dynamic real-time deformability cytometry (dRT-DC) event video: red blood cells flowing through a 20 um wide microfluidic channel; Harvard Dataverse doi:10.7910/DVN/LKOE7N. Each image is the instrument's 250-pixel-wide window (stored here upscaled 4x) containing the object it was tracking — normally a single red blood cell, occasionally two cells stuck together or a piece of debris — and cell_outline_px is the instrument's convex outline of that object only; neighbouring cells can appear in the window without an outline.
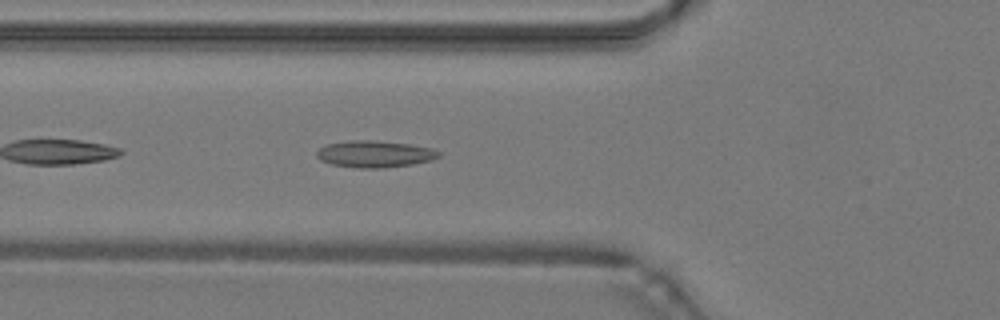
{"species": "common noctule bat (a hibernating species)", "species_latin": "Nyctalus noctula", "temperature_condition": "warm", "stored_images_in_passage": 29, "camera_frame_rate_fps": 3000, "um_per_image_px": 0.085, "animal": {"sex": "male", "body_mass_g": 19.2, "forearm_length_mm": 51.8}, "frame": {"image": 1, "passage_image": 4, "time_ms": 1.0, "image_size_px": [1000, 320], "cell_outline_px": [[440, 156], [432, 160], [412, 164], [384, 168], [356, 168], [332, 164], [320, 160], [316, 156], [316, 152], [320, 148], [328, 144], [348, 140], [376, 140], [412, 144], [432, 148], [440, 152]], "centroid_in_image_um": [31.86, 13.08], "position_along_channel_um": 93.9, "area_um2": 19.19}}
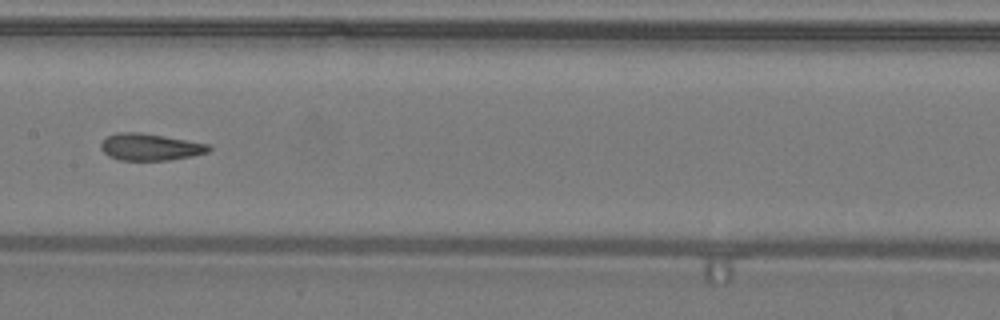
{"frame": {"image": 2, "passage_image": 11, "time_ms": 3.333, "image_size_px": [1000, 320], "cell_outline_px": [[212, 148], [208, 152], [192, 156], [168, 160], [120, 160], [108, 156], [100, 148], [100, 144], [108, 136], [116, 132], [136, 132], [164, 136], [208, 144]], "centroid_in_image_um": [12.74, 12.5], "position_along_channel_um": 194.7, "area_um2": 16.76}}
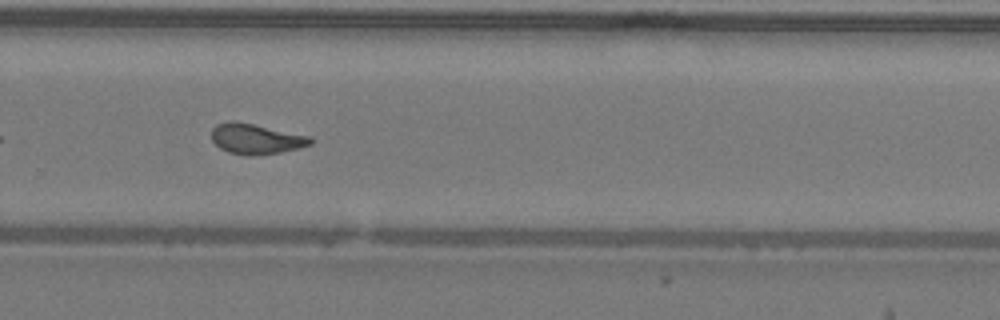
{"frame": {"image": 3, "passage_image": 19, "time_ms": 6.0, "image_size_px": [1000, 320], "cell_outline_px": [[312, 144], [300, 148], [280, 152], [256, 156], [248, 156], [228, 152], [220, 148], [212, 140], [212, 128], [216, 124], [228, 120], [236, 120], [312, 136]], "centroid_in_image_um": [21.76, 11.79], "position_along_channel_um": 308.0, "area_um2": 17.86}, "authors_computed_cell_mechanics": {"area_um2": 17.2244, "velocity_mm_per_s": 4.2812, "shape_relaxation_time_tau1_ms": null, "shape_relaxation_time_tau2_ms": 1.7053, "deformation_change_tau1": null, "deformation_change_tau2": 0.0911}}